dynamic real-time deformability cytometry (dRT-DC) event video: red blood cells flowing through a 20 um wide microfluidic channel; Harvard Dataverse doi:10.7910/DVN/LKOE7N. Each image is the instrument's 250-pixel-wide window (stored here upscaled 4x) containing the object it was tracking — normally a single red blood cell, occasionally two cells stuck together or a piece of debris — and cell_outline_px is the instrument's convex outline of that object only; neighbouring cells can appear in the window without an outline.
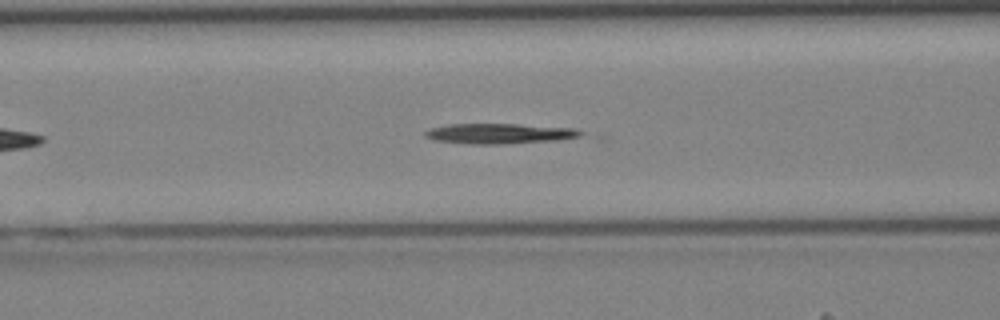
{"species": "Egyptian fruit bat (a non-hibernating species)", "species_latin": "Rousettus aegyptiacus", "temperature_condition": "cold", "stored_images_in_passage": 27, "camera_frame_rate_fps": 3000, "um_per_image_px": 0.085, "animal": {"sex": "female"}, "frame": {"image": 1, "passage_image": 8, "time_ms": 2.333, "image_size_px": [1000, 320], "cell_outline_px": [[584, 132], [580, 136], [560, 140], [504, 144], [472, 144], [432, 140], [424, 136], [424, 132], [432, 128], [448, 124], [516, 124], [576, 128]], "centroid_in_image_um": [42.47, 11.36], "position_along_channel_um": 124.1, "area_um2": 18.44}}
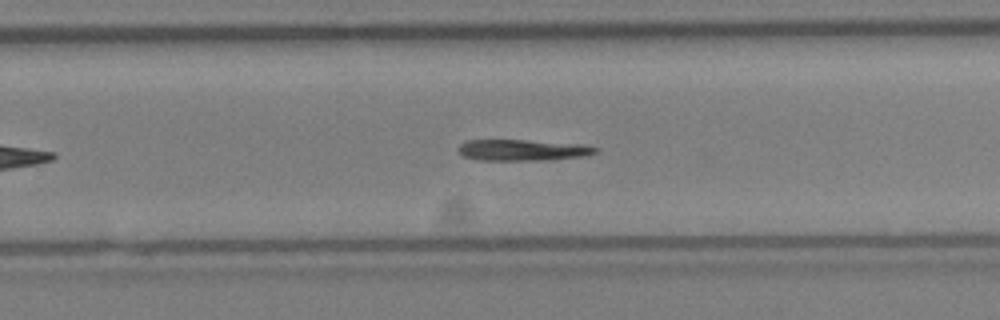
{"frame": {"image": 2, "passage_image": 18, "time_ms": 5.667, "image_size_px": [1000, 320], "cell_outline_px": [[600, 152], [588, 156], [548, 160], [480, 160], [464, 156], [456, 148], [464, 140], [524, 140], [584, 144], [600, 148]], "centroid_in_image_um": [44.5, 12.75], "position_along_channel_um": 285.3, "area_um2": 17.22}}
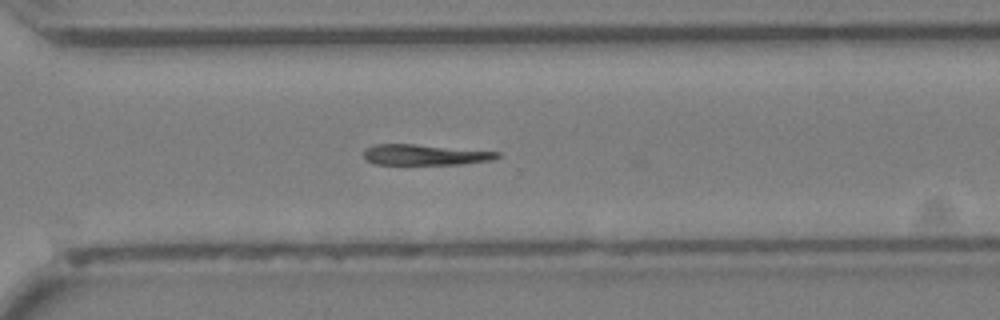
{"frame": {"image": 3, "passage_image": 21, "time_ms": 6.667, "image_size_px": [1000, 320], "cell_outline_px": [[500, 156], [492, 160], [460, 164], [372, 164], [364, 160], [364, 148], [372, 144], [416, 144], [500, 152]], "centroid_in_image_um": [36.05, 13.15], "position_along_channel_um": 334.5, "area_um2": 16.18}}